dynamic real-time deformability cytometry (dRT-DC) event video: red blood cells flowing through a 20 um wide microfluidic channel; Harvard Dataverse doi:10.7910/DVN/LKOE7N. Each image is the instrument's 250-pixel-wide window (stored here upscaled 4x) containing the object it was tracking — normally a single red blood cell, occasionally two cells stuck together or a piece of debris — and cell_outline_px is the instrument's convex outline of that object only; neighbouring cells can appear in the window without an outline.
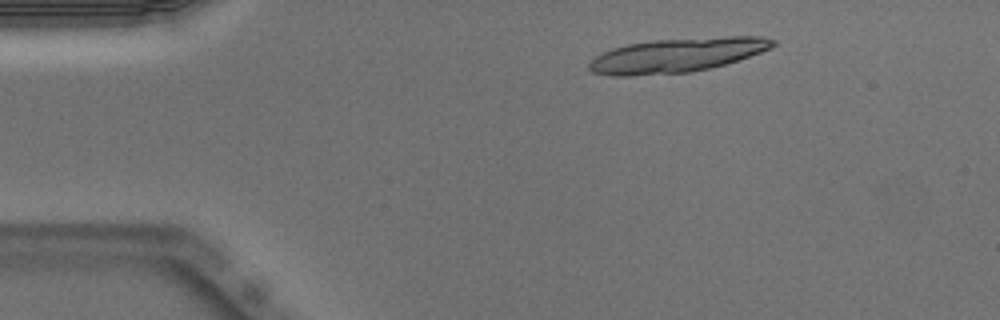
{"species": "Egyptian fruit bat (a non-hibernating species)", "species_latin": "Rousettus aegyptiacus", "temperature_condition": "warm", "stored_images_in_passage": 2, "camera_frame_rate_fps": 3000, "um_per_image_px": 0.085, "animal": {"sex": "male"}, "frame": {"image": 1, "passage_image": 1, "time_ms": 0.0, "image_size_px": [1000, 320], "cell_outline_px": [[776, 44], [772, 48], [724, 64], [692, 72], [628, 76], [612, 76], [592, 72], [588, 68], [588, 64], [596, 56], [612, 48], [628, 44], [652, 40], [728, 36], [764, 36], [776, 40]], "centroid_in_image_um": [57.54, 4.68], "position_along_channel_um": 27.5, "area_um2": 36.59}}